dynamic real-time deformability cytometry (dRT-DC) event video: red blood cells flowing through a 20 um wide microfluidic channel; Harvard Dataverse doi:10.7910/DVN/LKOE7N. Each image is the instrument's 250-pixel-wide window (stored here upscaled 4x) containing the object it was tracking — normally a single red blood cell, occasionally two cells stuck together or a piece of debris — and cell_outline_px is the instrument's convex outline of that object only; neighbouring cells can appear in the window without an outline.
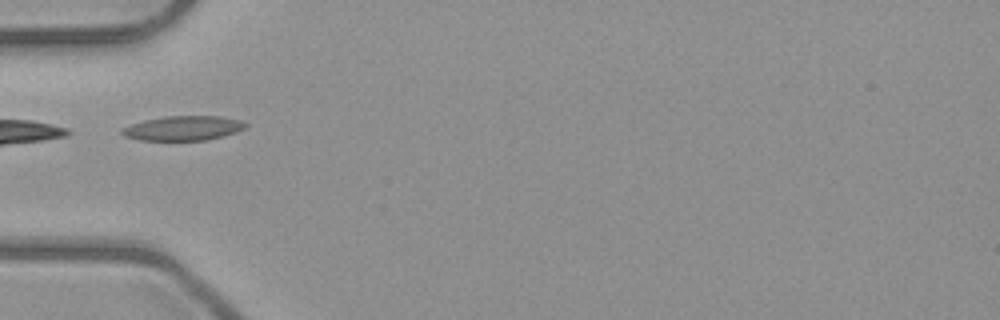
{"species": "common noctule bat (a hibernating species)", "species_latin": "Nyctalus noctula", "temperature_condition": "room temperature", "stored_images_in_passage": 6, "camera_frame_rate_fps": 3000, "um_per_image_px": 0.085, "animal": {"sex": "male", "body_mass_g": 23.1, "forearm_length_mm": 52.7}, "frame": {"image": 1, "passage_image": 5, "time_ms": 4.667, "image_size_px": [1000, 320], "cell_outline_px": [[248, 124], [244, 128], [236, 132], [208, 140], [140, 140], [124, 136], [120, 132], [120, 128], [144, 120], [164, 116], [220, 116], [240, 120]], "centroid_in_image_um": [15.55, 10.89], "position_along_channel_um": 69.5, "area_um2": 17.69}}
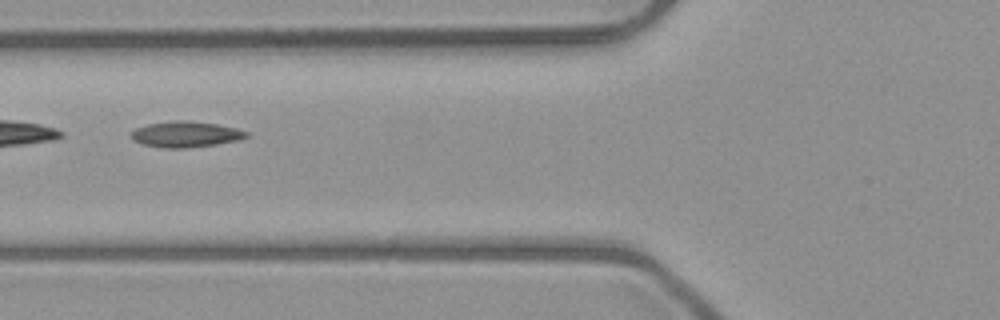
{"frame": {"image": 2, "passage_image": 6, "time_ms": 5.667, "image_size_px": [1000, 320], "cell_outline_px": [[248, 136], [236, 140], [216, 144], [188, 148], [160, 148], [144, 144], [132, 140], [132, 132], [136, 128], [148, 124], [176, 120], [188, 120], [216, 124], [236, 128], [248, 132]], "centroid_in_image_um": [15.77, 11.41], "position_along_channel_um": 110.0, "area_um2": 17.22}}